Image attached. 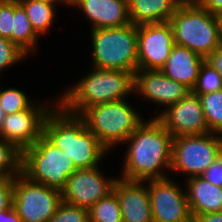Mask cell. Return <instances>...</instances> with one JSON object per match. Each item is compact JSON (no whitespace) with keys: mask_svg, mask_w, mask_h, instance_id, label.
I'll return each instance as SVG.
<instances>
[{"mask_svg":"<svg viewBox=\"0 0 222 222\" xmlns=\"http://www.w3.org/2000/svg\"><path fill=\"white\" fill-rule=\"evenodd\" d=\"M221 153L222 134L210 132L174 137L170 173L184 175V180L201 176Z\"/></svg>","mask_w":222,"mask_h":222,"instance_id":"ba28073f","label":"cell"},{"mask_svg":"<svg viewBox=\"0 0 222 222\" xmlns=\"http://www.w3.org/2000/svg\"><path fill=\"white\" fill-rule=\"evenodd\" d=\"M43 135L65 152L78 169L101 166L110 153L79 115L66 112L59 104L46 117Z\"/></svg>","mask_w":222,"mask_h":222,"instance_id":"7a4b0ae2","label":"cell"},{"mask_svg":"<svg viewBox=\"0 0 222 222\" xmlns=\"http://www.w3.org/2000/svg\"><path fill=\"white\" fill-rule=\"evenodd\" d=\"M173 138L155 117L145 119L123 143L127 148L119 178L147 181L170 177Z\"/></svg>","mask_w":222,"mask_h":222,"instance_id":"6da1fadb","label":"cell"},{"mask_svg":"<svg viewBox=\"0 0 222 222\" xmlns=\"http://www.w3.org/2000/svg\"><path fill=\"white\" fill-rule=\"evenodd\" d=\"M28 97L22 89L12 87L4 89L1 88L0 84V106L5 115L30 108L35 102L32 101L33 99H28Z\"/></svg>","mask_w":222,"mask_h":222,"instance_id":"4316f807","label":"cell"},{"mask_svg":"<svg viewBox=\"0 0 222 222\" xmlns=\"http://www.w3.org/2000/svg\"><path fill=\"white\" fill-rule=\"evenodd\" d=\"M204 61L205 58L202 55L187 47L174 45L169 58L160 71L192 90L197 81L200 66Z\"/></svg>","mask_w":222,"mask_h":222,"instance_id":"ac0fdd59","label":"cell"},{"mask_svg":"<svg viewBox=\"0 0 222 222\" xmlns=\"http://www.w3.org/2000/svg\"><path fill=\"white\" fill-rule=\"evenodd\" d=\"M204 9L214 16H222V0H195Z\"/></svg>","mask_w":222,"mask_h":222,"instance_id":"d6a6232c","label":"cell"},{"mask_svg":"<svg viewBox=\"0 0 222 222\" xmlns=\"http://www.w3.org/2000/svg\"><path fill=\"white\" fill-rule=\"evenodd\" d=\"M174 45L169 21L137 26L138 70H161Z\"/></svg>","mask_w":222,"mask_h":222,"instance_id":"4fadbf2b","label":"cell"},{"mask_svg":"<svg viewBox=\"0 0 222 222\" xmlns=\"http://www.w3.org/2000/svg\"><path fill=\"white\" fill-rule=\"evenodd\" d=\"M156 112L157 109L154 117L173 137L210 133L201 101L192 92L179 102Z\"/></svg>","mask_w":222,"mask_h":222,"instance_id":"5bb4252c","label":"cell"},{"mask_svg":"<svg viewBox=\"0 0 222 222\" xmlns=\"http://www.w3.org/2000/svg\"><path fill=\"white\" fill-rule=\"evenodd\" d=\"M22 172V152L0 137V177H14Z\"/></svg>","mask_w":222,"mask_h":222,"instance_id":"d4e9b609","label":"cell"},{"mask_svg":"<svg viewBox=\"0 0 222 222\" xmlns=\"http://www.w3.org/2000/svg\"><path fill=\"white\" fill-rule=\"evenodd\" d=\"M24 8L30 20L31 26L35 33L41 38L45 36L54 27L53 24L57 19V7L60 4H51L37 0H18Z\"/></svg>","mask_w":222,"mask_h":222,"instance_id":"7402d4cb","label":"cell"},{"mask_svg":"<svg viewBox=\"0 0 222 222\" xmlns=\"http://www.w3.org/2000/svg\"><path fill=\"white\" fill-rule=\"evenodd\" d=\"M118 177H107L100 166L91 169H77L68 177L61 191L62 201L89 209L100 199L108 196Z\"/></svg>","mask_w":222,"mask_h":222,"instance_id":"7c38bea8","label":"cell"},{"mask_svg":"<svg viewBox=\"0 0 222 222\" xmlns=\"http://www.w3.org/2000/svg\"><path fill=\"white\" fill-rule=\"evenodd\" d=\"M198 97L209 131L222 134V89Z\"/></svg>","mask_w":222,"mask_h":222,"instance_id":"cb8c5ba5","label":"cell"},{"mask_svg":"<svg viewBox=\"0 0 222 222\" xmlns=\"http://www.w3.org/2000/svg\"><path fill=\"white\" fill-rule=\"evenodd\" d=\"M41 38L33 30L30 20L24 8L18 0H14L13 30L11 33V42L18 46L29 57L37 55L38 40Z\"/></svg>","mask_w":222,"mask_h":222,"instance_id":"44dd1931","label":"cell"},{"mask_svg":"<svg viewBox=\"0 0 222 222\" xmlns=\"http://www.w3.org/2000/svg\"><path fill=\"white\" fill-rule=\"evenodd\" d=\"M218 72L222 78V45L217 48L212 54H210L206 59Z\"/></svg>","mask_w":222,"mask_h":222,"instance_id":"836d02e7","label":"cell"},{"mask_svg":"<svg viewBox=\"0 0 222 222\" xmlns=\"http://www.w3.org/2000/svg\"><path fill=\"white\" fill-rule=\"evenodd\" d=\"M91 67L135 73L137 62V26L90 29Z\"/></svg>","mask_w":222,"mask_h":222,"instance_id":"8992f818","label":"cell"},{"mask_svg":"<svg viewBox=\"0 0 222 222\" xmlns=\"http://www.w3.org/2000/svg\"><path fill=\"white\" fill-rule=\"evenodd\" d=\"M170 177L148 180L153 222H193L186 189Z\"/></svg>","mask_w":222,"mask_h":222,"instance_id":"8fae6325","label":"cell"},{"mask_svg":"<svg viewBox=\"0 0 222 222\" xmlns=\"http://www.w3.org/2000/svg\"><path fill=\"white\" fill-rule=\"evenodd\" d=\"M220 89H222V78L220 73L205 60L200 66L197 81L191 92L199 96L216 92Z\"/></svg>","mask_w":222,"mask_h":222,"instance_id":"484cf974","label":"cell"},{"mask_svg":"<svg viewBox=\"0 0 222 222\" xmlns=\"http://www.w3.org/2000/svg\"><path fill=\"white\" fill-rule=\"evenodd\" d=\"M89 68L83 78L56 97L66 112L80 116L91 106L121 101L134 95V73Z\"/></svg>","mask_w":222,"mask_h":222,"instance_id":"3957f363","label":"cell"},{"mask_svg":"<svg viewBox=\"0 0 222 222\" xmlns=\"http://www.w3.org/2000/svg\"><path fill=\"white\" fill-rule=\"evenodd\" d=\"M14 0H0V37L11 41Z\"/></svg>","mask_w":222,"mask_h":222,"instance_id":"f546056e","label":"cell"},{"mask_svg":"<svg viewBox=\"0 0 222 222\" xmlns=\"http://www.w3.org/2000/svg\"><path fill=\"white\" fill-rule=\"evenodd\" d=\"M211 184L222 187V153L213 162V164L201 175Z\"/></svg>","mask_w":222,"mask_h":222,"instance_id":"1f68e13d","label":"cell"},{"mask_svg":"<svg viewBox=\"0 0 222 222\" xmlns=\"http://www.w3.org/2000/svg\"><path fill=\"white\" fill-rule=\"evenodd\" d=\"M14 177H0V212L13 207Z\"/></svg>","mask_w":222,"mask_h":222,"instance_id":"4dcf8cb0","label":"cell"},{"mask_svg":"<svg viewBox=\"0 0 222 222\" xmlns=\"http://www.w3.org/2000/svg\"><path fill=\"white\" fill-rule=\"evenodd\" d=\"M80 0H68V6L73 7L79 2Z\"/></svg>","mask_w":222,"mask_h":222,"instance_id":"f35d334b","label":"cell"},{"mask_svg":"<svg viewBox=\"0 0 222 222\" xmlns=\"http://www.w3.org/2000/svg\"><path fill=\"white\" fill-rule=\"evenodd\" d=\"M89 222H123L117 195L112 191L89 209Z\"/></svg>","mask_w":222,"mask_h":222,"instance_id":"603a6c76","label":"cell"},{"mask_svg":"<svg viewBox=\"0 0 222 222\" xmlns=\"http://www.w3.org/2000/svg\"><path fill=\"white\" fill-rule=\"evenodd\" d=\"M0 222H22L13 207L0 212Z\"/></svg>","mask_w":222,"mask_h":222,"instance_id":"d590c367","label":"cell"},{"mask_svg":"<svg viewBox=\"0 0 222 222\" xmlns=\"http://www.w3.org/2000/svg\"><path fill=\"white\" fill-rule=\"evenodd\" d=\"M61 202V191L33 182L22 172L14 176L12 206L22 222H48Z\"/></svg>","mask_w":222,"mask_h":222,"instance_id":"9c48e42d","label":"cell"},{"mask_svg":"<svg viewBox=\"0 0 222 222\" xmlns=\"http://www.w3.org/2000/svg\"><path fill=\"white\" fill-rule=\"evenodd\" d=\"M191 92L185 84L174 81L160 70H137L134 73V96L163 106L162 110L175 104ZM159 105V106H158Z\"/></svg>","mask_w":222,"mask_h":222,"instance_id":"9a60e30c","label":"cell"},{"mask_svg":"<svg viewBox=\"0 0 222 222\" xmlns=\"http://www.w3.org/2000/svg\"><path fill=\"white\" fill-rule=\"evenodd\" d=\"M174 43L187 47L205 59L222 45L220 17L195 0H185L170 18Z\"/></svg>","mask_w":222,"mask_h":222,"instance_id":"277c9868","label":"cell"},{"mask_svg":"<svg viewBox=\"0 0 222 222\" xmlns=\"http://www.w3.org/2000/svg\"><path fill=\"white\" fill-rule=\"evenodd\" d=\"M57 104L56 99L44 102L35 100L30 108L5 115L0 137L23 152L43 135L45 119Z\"/></svg>","mask_w":222,"mask_h":222,"instance_id":"30bf717a","label":"cell"},{"mask_svg":"<svg viewBox=\"0 0 222 222\" xmlns=\"http://www.w3.org/2000/svg\"><path fill=\"white\" fill-rule=\"evenodd\" d=\"M37 1H44L51 4H62L63 6H68V0H37Z\"/></svg>","mask_w":222,"mask_h":222,"instance_id":"8d00e7d4","label":"cell"},{"mask_svg":"<svg viewBox=\"0 0 222 222\" xmlns=\"http://www.w3.org/2000/svg\"><path fill=\"white\" fill-rule=\"evenodd\" d=\"M185 0H128L130 23L143 24L170 21L171 16Z\"/></svg>","mask_w":222,"mask_h":222,"instance_id":"ffe728a7","label":"cell"},{"mask_svg":"<svg viewBox=\"0 0 222 222\" xmlns=\"http://www.w3.org/2000/svg\"><path fill=\"white\" fill-rule=\"evenodd\" d=\"M193 222H222V212L196 215Z\"/></svg>","mask_w":222,"mask_h":222,"instance_id":"e575fe53","label":"cell"},{"mask_svg":"<svg viewBox=\"0 0 222 222\" xmlns=\"http://www.w3.org/2000/svg\"><path fill=\"white\" fill-rule=\"evenodd\" d=\"M74 8L86 17L91 29L130 24L128 0H80Z\"/></svg>","mask_w":222,"mask_h":222,"instance_id":"e0dca14e","label":"cell"},{"mask_svg":"<svg viewBox=\"0 0 222 222\" xmlns=\"http://www.w3.org/2000/svg\"><path fill=\"white\" fill-rule=\"evenodd\" d=\"M135 107L127 99L107 102L87 108L80 117L87 129L111 152L145 121L144 115Z\"/></svg>","mask_w":222,"mask_h":222,"instance_id":"5b68a950","label":"cell"},{"mask_svg":"<svg viewBox=\"0 0 222 222\" xmlns=\"http://www.w3.org/2000/svg\"><path fill=\"white\" fill-rule=\"evenodd\" d=\"M192 217L222 212V187L215 186L201 176L184 180Z\"/></svg>","mask_w":222,"mask_h":222,"instance_id":"d6986e66","label":"cell"},{"mask_svg":"<svg viewBox=\"0 0 222 222\" xmlns=\"http://www.w3.org/2000/svg\"><path fill=\"white\" fill-rule=\"evenodd\" d=\"M113 192L117 195L123 222H153L147 181L119 178Z\"/></svg>","mask_w":222,"mask_h":222,"instance_id":"2e32d148","label":"cell"},{"mask_svg":"<svg viewBox=\"0 0 222 222\" xmlns=\"http://www.w3.org/2000/svg\"><path fill=\"white\" fill-rule=\"evenodd\" d=\"M27 57L29 56L10 40L0 37V75L11 66L17 65L21 61L25 62L24 59H28Z\"/></svg>","mask_w":222,"mask_h":222,"instance_id":"83f0119b","label":"cell"},{"mask_svg":"<svg viewBox=\"0 0 222 222\" xmlns=\"http://www.w3.org/2000/svg\"><path fill=\"white\" fill-rule=\"evenodd\" d=\"M48 222H89L88 209L62 201Z\"/></svg>","mask_w":222,"mask_h":222,"instance_id":"f1b7e54d","label":"cell"},{"mask_svg":"<svg viewBox=\"0 0 222 222\" xmlns=\"http://www.w3.org/2000/svg\"><path fill=\"white\" fill-rule=\"evenodd\" d=\"M77 169L72 159L44 135L22 152V173L33 182L59 191Z\"/></svg>","mask_w":222,"mask_h":222,"instance_id":"52a82bcc","label":"cell"},{"mask_svg":"<svg viewBox=\"0 0 222 222\" xmlns=\"http://www.w3.org/2000/svg\"><path fill=\"white\" fill-rule=\"evenodd\" d=\"M4 117H5V114H4V112H3V109H2L1 106H0V128H1L2 123H3V121H4Z\"/></svg>","mask_w":222,"mask_h":222,"instance_id":"74e56055","label":"cell"}]
</instances>
